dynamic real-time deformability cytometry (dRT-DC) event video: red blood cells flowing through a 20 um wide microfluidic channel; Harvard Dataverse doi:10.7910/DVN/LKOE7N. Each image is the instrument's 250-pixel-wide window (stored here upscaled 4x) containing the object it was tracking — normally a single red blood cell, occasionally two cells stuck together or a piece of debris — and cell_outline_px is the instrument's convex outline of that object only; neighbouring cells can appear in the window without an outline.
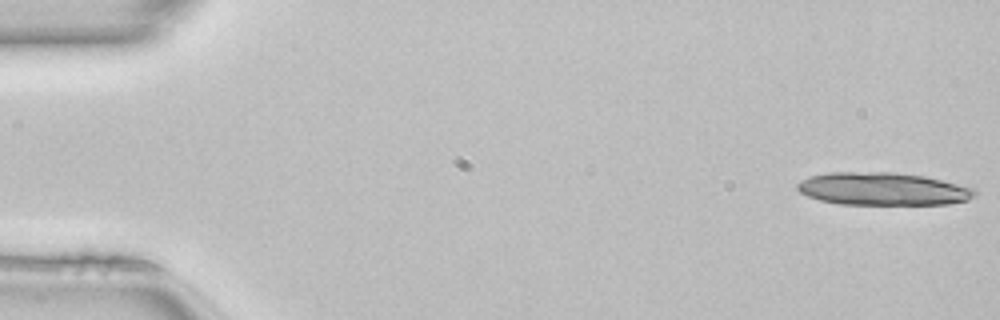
{"species": "common noctule bat (a hibernating species)", "species_latin": "Nyctalus noctula", "temperature_condition": "room temperature", "stored_images_in_passage": 19, "camera_frame_rate_fps": 3000, "um_per_image_px": 0.085, "animal": {"sex": "female", "body_mass_g": 22.7, "forearm_length_mm": 54.2}, "frame": {"image": 1, "passage_image": 1, "time_ms": 0.0, "image_size_px": [1000, 320], "cell_outline_px": [[976, 196], [968, 200], [948, 204], [840, 204], [820, 200], [808, 196], [800, 192], [796, 188], [796, 184], [800, 180], [808, 176], [828, 172], [892, 172], [924, 176], [976, 188]], "centroid_in_image_um": [75.03, 16.05], "position_along_channel_um": 10.0, "area_um2": 34.04}}
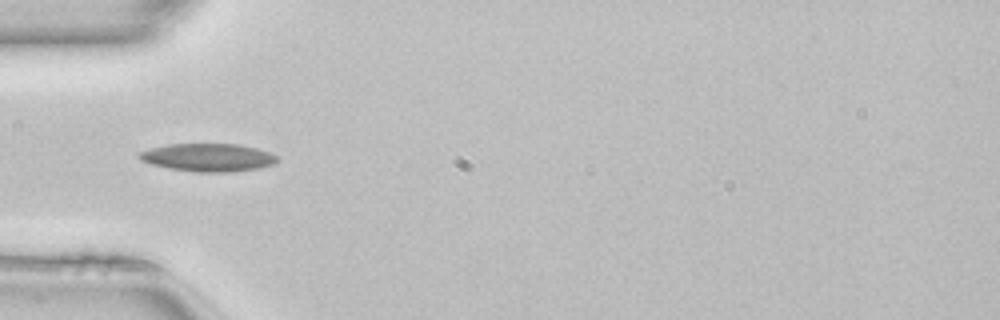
{"frame": {"image": 2, "passage_image": 16, "time_ms": 5.0, "image_size_px": [1000, 320], "cell_outline_px": [[276, 160], [272, 164], [256, 168], [232, 172], [196, 172], [172, 168], [152, 164], [140, 160], [136, 156], [140, 152], [152, 148], [168, 144], [240, 144], [256, 148], [268, 152], [276, 156]], "centroid_in_image_um": [17.65, 13.38], "position_along_channel_um": 67.3, "area_um2": 22.14}}